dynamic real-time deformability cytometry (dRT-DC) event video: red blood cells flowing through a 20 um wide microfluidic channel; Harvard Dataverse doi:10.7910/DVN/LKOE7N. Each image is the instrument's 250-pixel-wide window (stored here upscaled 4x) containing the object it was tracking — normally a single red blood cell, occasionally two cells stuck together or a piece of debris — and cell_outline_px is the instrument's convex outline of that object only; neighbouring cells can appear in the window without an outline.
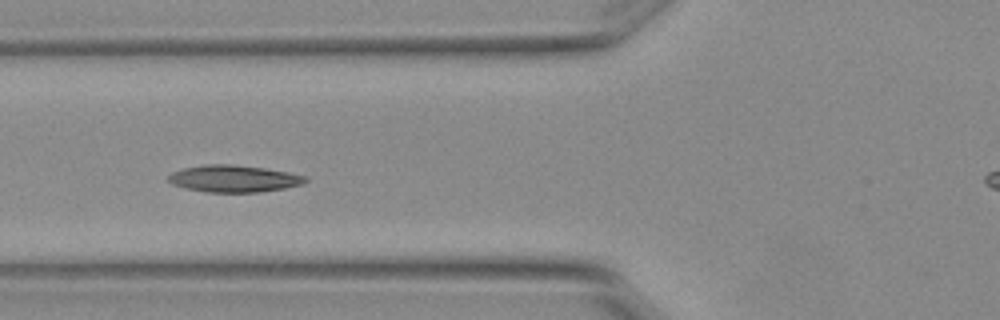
{"species": "Egyptian fruit bat (a non-hibernating species)", "species_latin": "Rousettus aegyptiacus", "temperature_condition": "warm", "stored_images_in_passage": 8, "camera_frame_rate_fps": 3000, "um_per_image_px": 0.085, "animal": {"sex": "female"}, "frame": {"image": 1, "passage_image": 5, "time_ms": 1.333, "image_size_px": [1000, 320], "cell_outline_px": [[308, 180], [304, 184], [284, 188], [260, 192], [208, 192], [188, 188], [172, 184], [168, 180], [168, 176], [172, 172], [184, 168], [204, 164], [232, 164], [264, 168], [288, 172], [308, 176]], "centroid_in_image_um": [19.91, 15.18], "position_along_channel_um": 105.9, "area_um2": 21.5}}
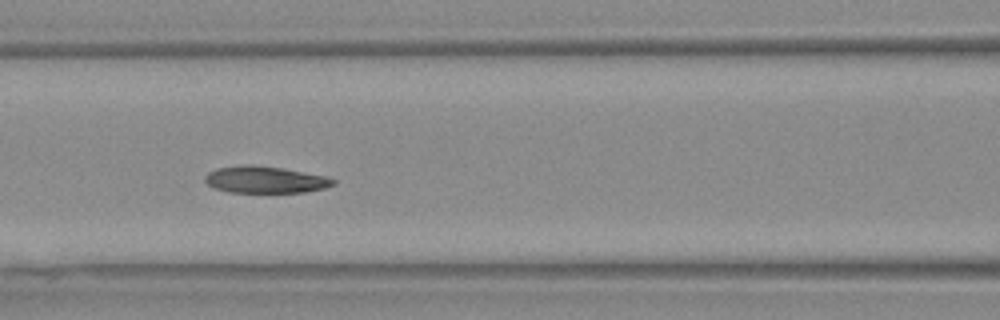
{"frame": {"image": 2, "passage_image": 6, "time_ms": 1.667, "image_size_px": [1000, 320], "cell_outline_px": [[336, 184], [324, 188], [304, 192], [228, 192], [216, 188], [208, 184], [204, 180], [204, 176], [208, 172], [216, 168], [244, 164], [248, 164], [280, 168], [324, 176], [336, 180]], "centroid_in_image_um": [22.5, 15.27], "position_along_channel_um": 144.1, "area_um2": 19.83}}
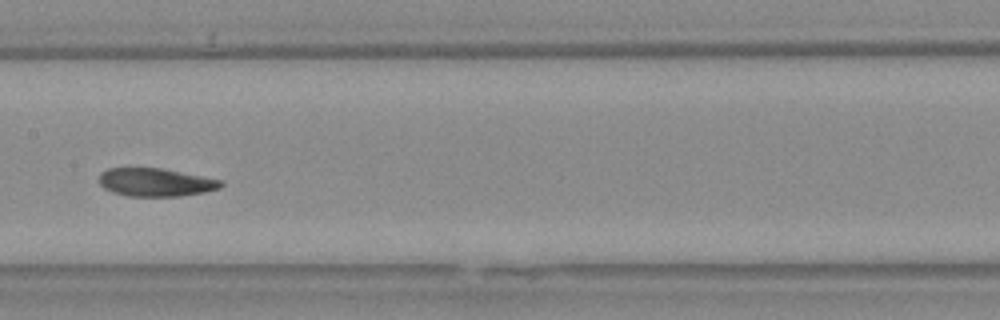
{"frame": {"image": 3, "passage_image": 7, "time_ms": 2.0, "image_size_px": [1000, 320], "cell_outline_px": [[224, 184], [220, 188], [204, 192], [180, 196], [128, 196], [112, 192], [104, 188], [100, 184], [100, 172], [108, 168], [160, 168], [224, 180]], "centroid_in_image_um": [13.24, 15.49], "position_along_channel_um": 194.2, "area_um2": 20.0}}